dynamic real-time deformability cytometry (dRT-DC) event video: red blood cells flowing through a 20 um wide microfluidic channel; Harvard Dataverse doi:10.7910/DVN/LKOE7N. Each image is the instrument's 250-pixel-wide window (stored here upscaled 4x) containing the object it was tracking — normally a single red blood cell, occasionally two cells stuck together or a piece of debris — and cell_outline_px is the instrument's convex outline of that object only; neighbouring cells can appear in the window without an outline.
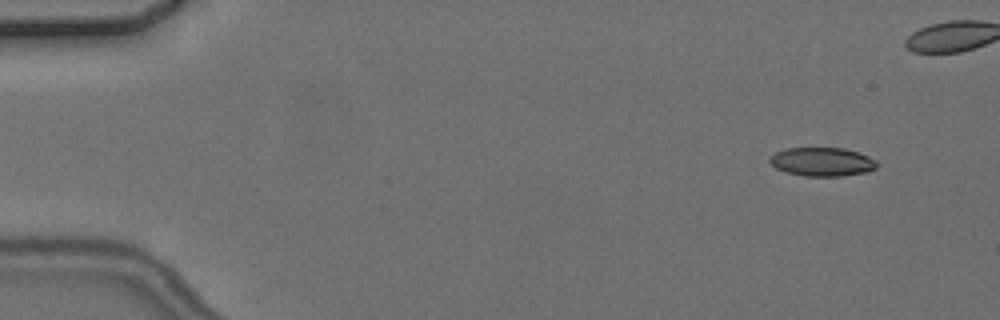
{"species": "common noctule bat (a hibernating species)", "species_latin": "Nyctalus noctula", "temperature_condition": "cold", "stored_images_in_passage": 2, "camera_frame_rate_fps": 3000, "um_per_image_px": 0.085, "animal": {"sex": "female", "body_mass_g": 24.6, "forearm_length_mm": 56.2}, "frame": {"image": 1, "passage_image": 2, "time_ms": 2.0, "image_size_px": [1000, 320], "cell_outline_px": [[880, 164], [876, 168], [868, 172], [840, 176], [804, 176], [788, 172], [776, 168], [768, 160], [776, 152], [784, 148], [844, 148], [868, 156], [876, 160]], "centroid_in_image_um": [69.92, 13.75], "position_along_channel_um": 15.1, "area_um2": 17.92}}